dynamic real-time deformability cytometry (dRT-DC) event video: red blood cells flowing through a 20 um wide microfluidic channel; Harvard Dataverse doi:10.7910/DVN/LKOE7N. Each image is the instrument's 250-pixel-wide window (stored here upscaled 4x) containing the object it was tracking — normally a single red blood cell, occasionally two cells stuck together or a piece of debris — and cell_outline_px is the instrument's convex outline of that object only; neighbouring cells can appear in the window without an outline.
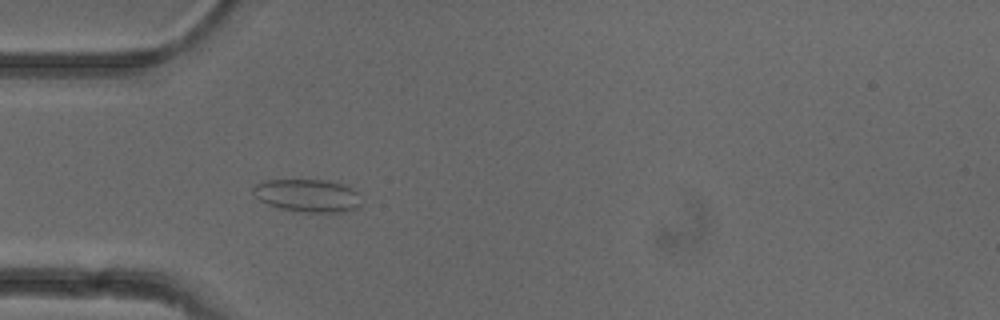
{"species": "common noctule bat (a hibernating species)", "species_latin": "Nyctalus noctula", "temperature_condition": "cold", "stored_images_in_passage": 4, "camera_frame_rate_fps": 3000, "um_per_image_px": 0.085, "animal": {"sex": "female"}, "frame": {"image": 1, "passage_image": 4, "time_ms": 4.333, "image_size_px": [1000, 320], "cell_outline_px": [[360, 204], [356, 208], [348, 212], [292, 212], [268, 204], [260, 200], [252, 192], [252, 188], [256, 184], [264, 180], [328, 180], [352, 188], [356, 192]], "centroid_in_image_um": [26.11, 16.63], "position_along_channel_um": 58.9, "area_um2": 20.69}}